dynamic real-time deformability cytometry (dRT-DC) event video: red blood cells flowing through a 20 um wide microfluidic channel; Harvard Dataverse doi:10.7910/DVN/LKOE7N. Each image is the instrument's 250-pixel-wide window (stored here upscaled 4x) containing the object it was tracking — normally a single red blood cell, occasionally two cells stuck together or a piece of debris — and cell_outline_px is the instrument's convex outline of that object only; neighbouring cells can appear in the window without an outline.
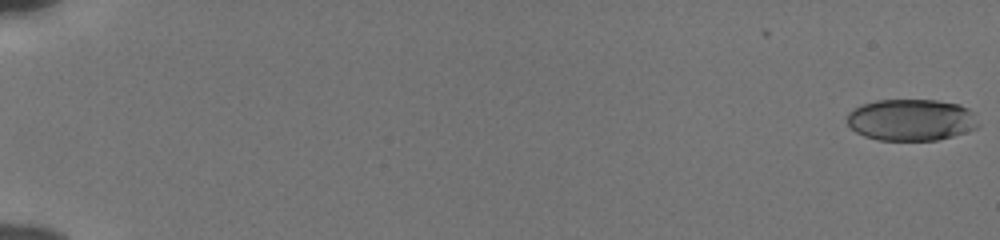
{"species": "human", "species_latin": "Homo sapiens", "temperature_condition": "cold", "stored_images_in_passage": 56, "camera_frame_rate_fps": 3000, "um_per_image_px": 0.085, "donor": {"sex": "male"}, "frame": {"image": 1, "passage_image": 1, "time_ms": 0.0, "image_size_px": [1000, 240], "cell_outline_px": [[980, 124], [976, 128], [952, 136], [936, 140], [880, 140], [864, 136], [856, 132], [848, 124], [848, 112], [860, 104], [876, 100], [936, 100], [960, 104], [976, 112]], "centroid_in_image_um": [77.49, 10.18], "position_along_channel_um": 7.5, "area_um2": 32.14}}
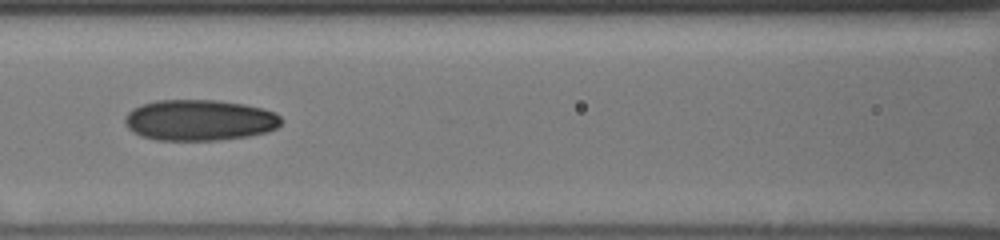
{"frame": {"image": 2, "passage_image": 28, "time_ms": 9.0, "image_size_px": [1000, 240], "cell_outline_px": [[284, 120], [276, 128], [268, 132], [248, 136], [216, 140], [156, 140], [140, 136], [132, 132], [124, 124], [124, 116], [132, 108], [140, 104], [156, 100], [216, 100], [244, 104], [264, 108], [276, 112]], "centroid_in_image_um": [16.94, 10.21], "position_along_channel_um": 149.7, "area_um2": 37.8}}
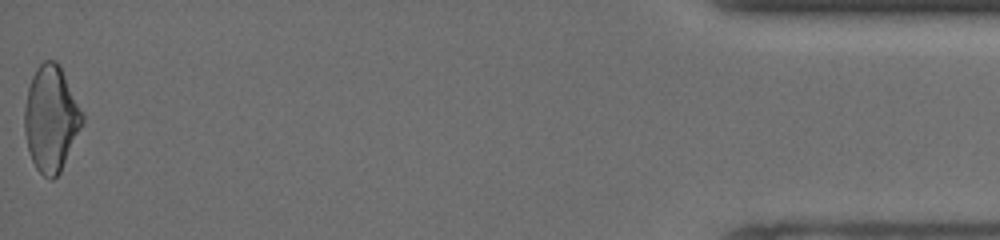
{"frame": {"image": 3, "passage_image": 56, "time_ms": 18.333, "image_size_px": [1000, 240], "cell_outline_px": [[84, 120], [60, 172], [52, 180], [44, 176], [36, 168], [32, 160], [28, 148], [24, 132], [24, 108], [28, 88], [32, 76], [36, 68], [44, 60], [56, 60], [60, 64], [84, 116]], "centroid_in_image_um": [4.32, 10.06], "position_along_channel_um": 430.9, "area_um2": 35.37}, "authors_computed_cell_mechanics": {"area_um2": 34.7378, "velocity_mm_per_s": 3.8646, "shape_relaxation_time_tau1_ms": null, "shape_relaxation_time_tau2_ms": 3.1034, "deformation_change_tau1": null, "deformation_change_tau2": 0.0913}}